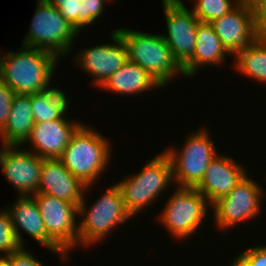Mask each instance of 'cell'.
<instances>
[{"label": "cell", "instance_id": "14", "mask_svg": "<svg viewBox=\"0 0 266 266\" xmlns=\"http://www.w3.org/2000/svg\"><path fill=\"white\" fill-rule=\"evenodd\" d=\"M20 147L0 148V169L8 183L19 192V196L33 195L37 193L44 159Z\"/></svg>", "mask_w": 266, "mask_h": 266}, {"label": "cell", "instance_id": "20", "mask_svg": "<svg viewBox=\"0 0 266 266\" xmlns=\"http://www.w3.org/2000/svg\"><path fill=\"white\" fill-rule=\"evenodd\" d=\"M115 94H134L163 89V87L142 67L128 60L120 69L112 74L100 87Z\"/></svg>", "mask_w": 266, "mask_h": 266}, {"label": "cell", "instance_id": "25", "mask_svg": "<svg viewBox=\"0 0 266 266\" xmlns=\"http://www.w3.org/2000/svg\"><path fill=\"white\" fill-rule=\"evenodd\" d=\"M110 1L112 2V0H81V15L77 17L78 34L96 22L95 20L105 11V4Z\"/></svg>", "mask_w": 266, "mask_h": 266}, {"label": "cell", "instance_id": "21", "mask_svg": "<svg viewBox=\"0 0 266 266\" xmlns=\"http://www.w3.org/2000/svg\"><path fill=\"white\" fill-rule=\"evenodd\" d=\"M34 125L30 94H14L5 128L0 132L3 146H21Z\"/></svg>", "mask_w": 266, "mask_h": 266}, {"label": "cell", "instance_id": "16", "mask_svg": "<svg viewBox=\"0 0 266 266\" xmlns=\"http://www.w3.org/2000/svg\"><path fill=\"white\" fill-rule=\"evenodd\" d=\"M71 120L62 117L48 122H34L30 136L21 146L30 143L31 152L43 159L60 158L72 135L83 124Z\"/></svg>", "mask_w": 266, "mask_h": 266}, {"label": "cell", "instance_id": "11", "mask_svg": "<svg viewBox=\"0 0 266 266\" xmlns=\"http://www.w3.org/2000/svg\"><path fill=\"white\" fill-rule=\"evenodd\" d=\"M229 56L248 48L261 30L250 0H242L230 12L210 22Z\"/></svg>", "mask_w": 266, "mask_h": 266}, {"label": "cell", "instance_id": "12", "mask_svg": "<svg viewBox=\"0 0 266 266\" xmlns=\"http://www.w3.org/2000/svg\"><path fill=\"white\" fill-rule=\"evenodd\" d=\"M167 34H162L174 59L183 67L192 57L200 22L181 0H161Z\"/></svg>", "mask_w": 266, "mask_h": 266}, {"label": "cell", "instance_id": "33", "mask_svg": "<svg viewBox=\"0 0 266 266\" xmlns=\"http://www.w3.org/2000/svg\"><path fill=\"white\" fill-rule=\"evenodd\" d=\"M0 266H11L10 260L3 255H0Z\"/></svg>", "mask_w": 266, "mask_h": 266}, {"label": "cell", "instance_id": "15", "mask_svg": "<svg viewBox=\"0 0 266 266\" xmlns=\"http://www.w3.org/2000/svg\"><path fill=\"white\" fill-rule=\"evenodd\" d=\"M10 216L15 237L20 247H25L21 230L29 234L39 245L61 257L68 256L48 237L36 200L32 195L19 196L11 207L5 208ZM21 229V230H20Z\"/></svg>", "mask_w": 266, "mask_h": 266}, {"label": "cell", "instance_id": "23", "mask_svg": "<svg viewBox=\"0 0 266 266\" xmlns=\"http://www.w3.org/2000/svg\"><path fill=\"white\" fill-rule=\"evenodd\" d=\"M233 65L241 75L266 84V35H260L248 48L234 56Z\"/></svg>", "mask_w": 266, "mask_h": 266}, {"label": "cell", "instance_id": "7", "mask_svg": "<svg viewBox=\"0 0 266 266\" xmlns=\"http://www.w3.org/2000/svg\"><path fill=\"white\" fill-rule=\"evenodd\" d=\"M215 144L209 129L202 127L189 133L182 150L172 145L163 150L171 162L175 186L196 187L200 183L209 163L220 154Z\"/></svg>", "mask_w": 266, "mask_h": 266}, {"label": "cell", "instance_id": "13", "mask_svg": "<svg viewBox=\"0 0 266 266\" xmlns=\"http://www.w3.org/2000/svg\"><path fill=\"white\" fill-rule=\"evenodd\" d=\"M110 38L112 43L97 44L93 47L82 49L76 54L75 65L93 78V83L101 87L107 79L128 61L126 45L117 29ZM114 42V43H113Z\"/></svg>", "mask_w": 266, "mask_h": 266}, {"label": "cell", "instance_id": "4", "mask_svg": "<svg viewBox=\"0 0 266 266\" xmlns=\"http://www.w3.org/2000/svg\"><path fill=\"white\" fill-rule=\"evenodd\" d=\"M117 30L126 45L128 60L145 69L163 88L176 76L184 75L182 67L174 59L161 34L128 28Z\"/></svg>", "mask_w": 266, "mask_h": 266}, {"label": "cell", "instance_id": "28", "mask_svg": "<svg viewBox=\"0 0 266 266\" xmlns=\"http://www.w3.org/2000/svg\"><path fill=\"white\" fill-rule=\"evenodd\" d=\"M15 92L0 79V132L5 125L10 114L12 101Z\"/></svg>", "mask_w": 266, "mask_h": 266}, {"label": "cell", "instance_id": "10", "mask_svg": "<svg viewBox=\"0 0 266 266\" xmlns=\"http://www.w3.org/2000/svg\"><path fill=\"white\" fill-rule=\"evenodd\" d=\"M48 237L67 255L78 246V206L54 196L35 193Z\"/></svg>", "mask_w": 266, "mask_h": 266}, {"label": "cell", "instance_id": "27", "mask_svg": "<svg viewBox=\"0 0 266 266\" xmlns=\"http://www.w3.org/2000/svg\"><path fill=\"white\" fill-rule=\"evenodd\" d=\"M235 258L243 266H266V245L247 248Z\"/></svg>", "mask_w": 266, "mask_h": 266}, {"label": "cell", "instance_id": "3", "mask_svg": "<svg viewBox=\"0 0 266 266\" xmlns=\"http://www.w3.org/2000/svg\"><path fill=\"white\" fill-rule=\"evenodd\" d=\"M109 187L89 208L85 196L78 206V245L83 248L102 242L118 225L134 218L126 210L119 187L115 183Z\"/></svg>", "mask_w": 266, "mask_h": 266}, {"label": "cell", "instance_id": "24", "mask_svg": "<svg viewBox=\"0 0 266 266\" xmlns=\"http://www.w3.org/2000/svg\"><path fill=\"white\" fill-rule=\"evenodd\" d=\"M242 0H194L192 10L200 22L210 23L230 12Z\"/></svg>", "mask_w": 266, "mask_h": 266}, {"label": "cell", "instance_id": "32", "mask_svg": "<svg viewBox=\"0 0 266 266\" xmlns=\"http://www.w3.org/2000/svg\"><path fill=\"white\" fill-rule=\"evenodd\" d=\"M52 6L58 7L61 3L63 2H71V1H76V0H47Z\"/></svg>", "mask_w": 266, "mask_h": 266}, {"label": "cell", "instance_id": "17", "mask_svg": "<svg viewBox=\"0 0 266 266\" xmlns=\"http://www.w3.org/2000/svg\"><path fill=\"white\" fill-rule=\"evenodd\" d=\"M92 186H86L72 175L59 158L43 160L37 193L48 194L79 206L85 191Z\"/></svg>", "mask_w": 266, "mask_h": 266}, {"label": "cell", "instance_id": "31", "mask_svg": "<svg viewBox=\"0 0 266 266\" xmlns=\"http://www.w3.org/2000/svg\"><path fill=\"white\" fill-rule=\"evenodd\" d=\"M261 34L266 35V0H250Z\"/></svg>", "mask_w": 266, "mask_h": 266}, {"label": "cell", "instance_id": "22", "mask_svg": "<svg viewBox=\"0 0 266 266\" xmlns=\"http://www.w3.org/2000/svg\"><path fill=\"white\" fill-rule=\"evenodd\" d=\"M47 84L43 92L30 94L34 122H48L66 117L70 100L65 91Z\"/></svg>", "mask_w": 266, "mask_h": 266}, {"label": "cell", "instance_id": "5", "mask_svg": "<svg viewBox=\"0 0 266 266\" xmlns=\"http://www.w3.org/2000/svg\"><path fill=\"white\" fill-rule=\"evenodd\" d=\"M171 183L174 184L171 162L162 151L147 161L140 172L126 176L116 185L122 193L126 210L135 217L150 207L149 205L153 204Z\"/></svg>", "mask_w": 266, "mask_h": 266}, {"label": "cell", "instance_id": "26", "mask_svg": "<svg viewBox=\"0 0 266 266\" xmlns=\"http://www.w3.org/2000/svg\"><path fill=\"white\" fill-rule=\"evenodd\" d=\"M0 210V253L7 256L17 251L20 246L15 237L8 212L6 209Z\"/></svg>", "mask_w": 266, "mask_h": 266}, {"label": "cell", "instance_id": "1", "mask_svg": "<svg viewBox=\"0 0 266 266\" xmlns=\"http://www.w3.org/2000/svg\"><path fill=\"white\" fill-rule=\"evenodd\" d=\"M21 46L19 51L0 55V79L16 94L43 92L59 59L47 51Z\"/></svg>", "mask_w": 266, "mask_h": 266}, {"label": "cell", "instance_id": "8", "mask_svg": "<svg viewBox=\"0 0 266 266\" xmlns=\"http://www.w3.org/2000/svg\"><path fill=\"white\" fill-rule=\"evenodd\" d=\"M211 204L195 187H177L159 213V222L174 239L186 240L196 234Z\"/></svg>", "mask_w": 266, "mask_h": 266}, {"label": "cell", "instance_id": "6", "mask_svg": "<svg viewBox=\"0 0 266 266\" xmlns=\"http://www.w3.org/2000/svg\"><path fill=\"white\" fill-rule=\"evenodd\" d=\"M28 30L22 45L47 51L59 59L72 53L73 42L79 36L60 11L47 0H37Z\"/></svg>", "mask_w": 266, "mask_h": 266}, {"label": "cell", "instance_id": "34", "mask_svg": "<svg viewBox=\"0 0 266 266\" xmlns=\"http://www.w3.org/2000/svg\"><path fill=\"white\" fill-rule=\"evenodd\" d=\"M232 262L229 263V266H243L235 257L233 260H231Z\"/></svg>", "mask_w": 266, "mask_h": 266}, {"label": "cell", "instance_id": "19", "mask_svg": "<svg viewBox=\"0 0 266 266\" xmlns=\"http://www.w3.org/2000/svg\"><path fill=\"white\" fill-rule=\"evenodd\" d=\"M228 51L221 44L218 35L210 23L199 22L196 33V45L191 59L182 67L184 77L189 79L197 75L198 69L206 66L221 65L227 59ZM225 59V60H224Z\"/></svg>", "mask_w": 266, "mask_h": 266}, {"label": "cell", "instance_id": "9", "mask_svg": "<svg viewBox=\"0 0 266 266\" xmlns=\"http://www.w3.org/2000/svg\"><path fill=\"white\" fill-rule=\"evenodd\" d=\"M248 176L247 174L230 193L211 205L216 223L214 225L218 229L229 232L240 223L256 219L261 214L260 211H263L261 205L265 191Z\"/></svg>", "mask_w": 266, "mask_h": 266}, {"label": "cell", "instance_id": "29", "mask_svg": "<svg viewBox=\"0 0 266 266\" xmlns=\"http://www.w3.org/2000/svg\"><path fill=\"white\" fill-rule=\"evenodd\" d=\"M25 248L20 247L17 251L6 256L10 260L11 266H45L42 261H38L39 259Z\"/></svg>", "mask_w": 266, "mask_h": 266}, {"label": "cell", "instance_id": "30", "mask_svg": "<svg viewBox=\"0 0 266 266\" xmlns=\"http://www.w3.org/2000/svg\"><path fill=\"white\" fill-rule=\"evenodd\" d=\"M57 9L77 31V17L78 15H81V0L63 2L57 7Z\"/></svg>", "mask_w": 266, "mask_h": 266}, {"label": "cell", "instance_id": "18", "mask_svg": "<svg viewBox=\"0 0 266 266\" xmlns=\"http://www.w3.org/2000/svg\"><path fill=\"white\" fill-rule=\"evenodd\" d=\"M226 155L218 154L209 163L202 180L195 187L211 205L230 193L248 174L242 164Z\"/></svg>", "mask_w": 266, "mask_h": 266}, {"label": "cell", "instance_id": "2", "mask_svg": "<svg viewBox=\"0 0 266 266\" xmlns=\"http://www.w3.org/2000/svg\"><path fill=\"white\" fill-rule=\"evenodd\" d=\"M111 146L106 136L96 128L82 124L59 159L86 186L94 185L112 161Z\"/></svg>", "mask_w": 266, "mask_h": 266}]
</instances>
